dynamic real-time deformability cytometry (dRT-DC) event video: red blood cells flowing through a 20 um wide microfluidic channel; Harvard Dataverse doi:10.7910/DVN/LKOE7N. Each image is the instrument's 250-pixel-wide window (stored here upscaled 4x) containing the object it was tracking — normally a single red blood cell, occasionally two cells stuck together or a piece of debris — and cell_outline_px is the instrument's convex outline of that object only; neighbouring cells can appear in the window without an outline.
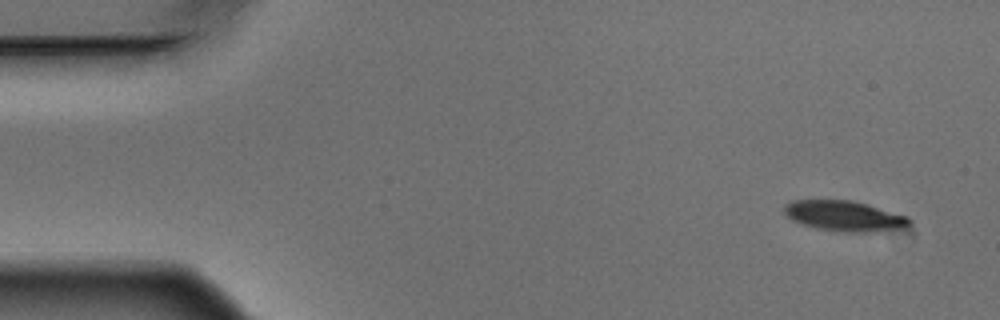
{"species": "Egyptian fruit bat (a non-hibernating species)", "species_latin": "Rousettus aegyptiacus", "temperature_condition": "warm", "stored_images_in_passage": 4, "camera_frame_rate_fps": 3000, "um_per_image_px": 0.085, "animal": {"sex": "male"}, "frame": {"image": 1, "passage_image": 1, "time_ms": 0.0, "image_size_px": [1000, 320], "cell_outline_px": [[912, 224], [908, 228], [876, 232], [844, 232], [816, 228], [792, 220], [784, 212], [784, 204], [792, 200], [852, 200], [868, 204], [908, 216], [912, 220]], "centroid_in_image_um": [71.85, 18.36], "position_along_channel_um": 13.1, "area_um2": 22.48}}
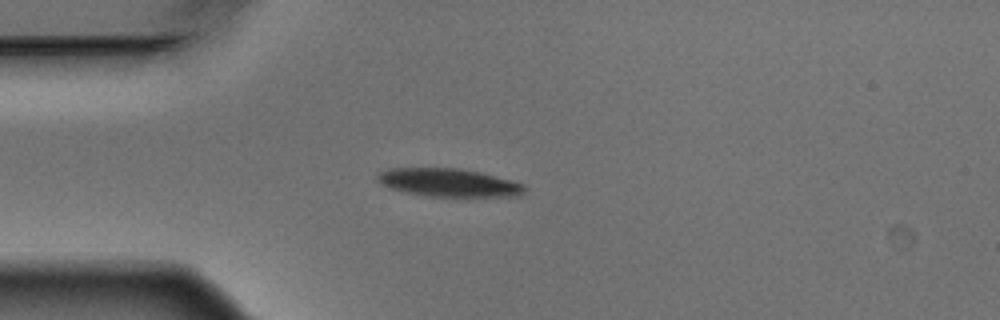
{"frame": {"image": 2, "passage_image": 4, "time_ms": 1.0, "image_size_px": [1000, 320], "cell_outline_px": [[528, 188], [520, 196], [428, 196], [408, 192], [392, 188], [380, 184], [376, 180], [376, 176], [380, 172], [388, 168], [456, 168], [480, 172], [512, 180], [524, 184]], "centroid_in_image_um": [38.16, 15.51], "position_along_channel_um": 46.8, "area_um2": 24.04}}